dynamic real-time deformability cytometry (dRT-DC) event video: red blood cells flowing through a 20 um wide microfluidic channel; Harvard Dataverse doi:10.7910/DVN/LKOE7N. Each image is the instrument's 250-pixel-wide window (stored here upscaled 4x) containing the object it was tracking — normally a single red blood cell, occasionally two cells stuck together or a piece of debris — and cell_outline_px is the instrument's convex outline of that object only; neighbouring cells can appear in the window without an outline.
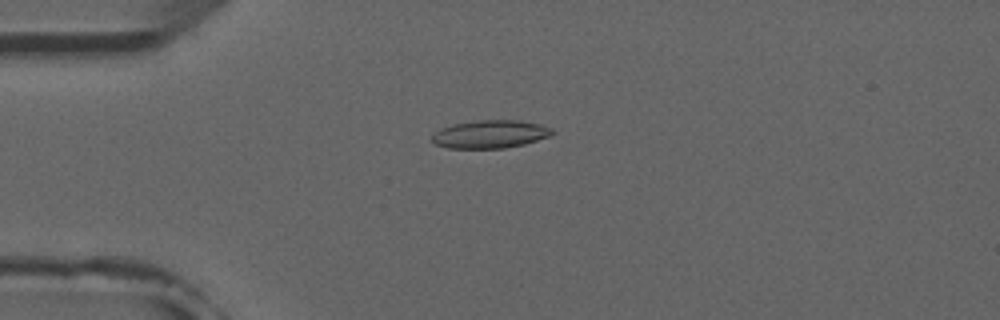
{"species": "common noctule bat (a hibernating species)", "species_latin": "Nyctalus noctula", "temperature_condition": "room temperature", "stored_images_in_passage": 3, "camera_frame_rate_fps": 3000, "um_per_image_px": 0.085, "animal": {"sex": "male", "forearm_length_mm": 52.5}, "frame": {"image": 1, "passage_image": 1, "time_ms": 0.0, "image_size_px": [1000, 320], "cell_outline_px": [[556, 132], [548, 136], [524, 144], [504, 148], [448, 148], [436, 144], [432, 140], [432, 136], [440, 128], [452, 124], [476, 120], [520, 120], [540, 124], [552, 128]], "centroid_in_image_um": [41.67, 11.39], "position_along_channel_um": 43.3, "area_um2": 19.59}}
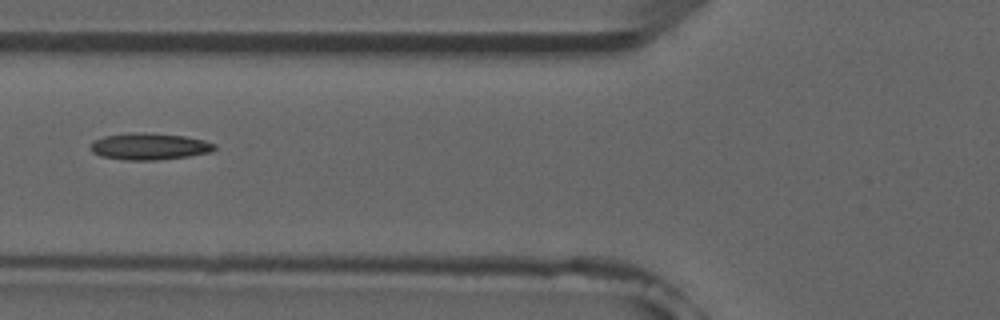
{"frame": {"image": 2, "passage_image": 3, "time_ms": 2.333, "image_size_px": [1000, 320], "cell_outline_px": [[216, 148], [212, 152], [188, 156], [156, 160], [124, 160], [100, 156], [92, 152], [88, 148], [96, 140], [104, 136], [128, 132], [136, 132], [184, 136], [204, 140], [216, 144]], "centroid_in_image_um": [12.69, 12.45], "position_along_channel_um": 113.1, "area_um2": 19.31}}